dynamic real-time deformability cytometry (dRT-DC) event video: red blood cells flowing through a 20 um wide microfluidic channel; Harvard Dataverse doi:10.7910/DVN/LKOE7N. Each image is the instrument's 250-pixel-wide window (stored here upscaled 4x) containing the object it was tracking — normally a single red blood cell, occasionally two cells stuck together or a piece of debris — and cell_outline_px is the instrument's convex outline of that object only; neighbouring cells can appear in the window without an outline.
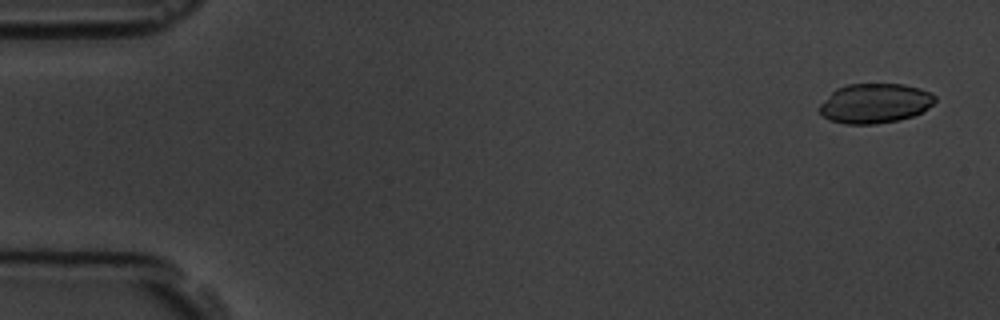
{"species": "common noctule bat (a hibernating species)", "species_latin": "Nyctalus noctula", "temperature_condition": "room temperature", "stored_images_in_passage": 6, "segment_of_instrument_passage": [2, 2], "camera_frame_rate_fps": 3000, "um_per_image_px": 0.085, "animal": {"sex": "male", "body_mass_g": 19.5, "forearm_length_mm": 54.6}, "frame": {"image": 1, "passage_image": 6, "time_ms": 7.0, "image_size_px": [1000, 320], "cell_outline_px": [[936, 100], [928, 108], [912, 116], [896, 120], [876, 124], [844, 124], [828, 120], [816, 108], [836, 88], [848, 84], [904, 84], [920, 88], [936, 96]], "centroid_in_image_um": [74.33, 8.78], "position_along_channel_um": 10.7, "area_um2": 26.7}}